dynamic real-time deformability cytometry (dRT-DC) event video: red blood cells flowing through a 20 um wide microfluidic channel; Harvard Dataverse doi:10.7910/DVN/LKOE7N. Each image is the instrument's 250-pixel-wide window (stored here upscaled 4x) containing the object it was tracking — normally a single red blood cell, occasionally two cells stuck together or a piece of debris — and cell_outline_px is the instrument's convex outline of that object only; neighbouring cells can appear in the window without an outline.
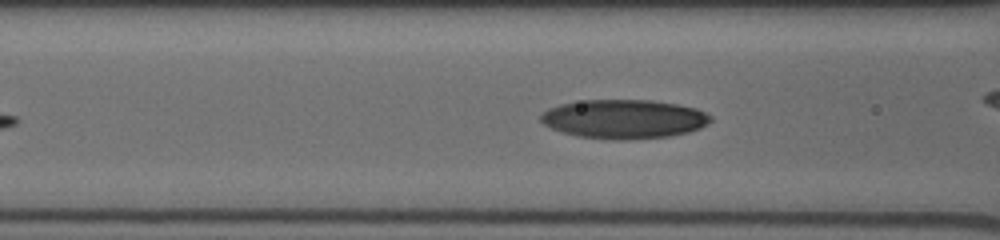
{"species": "human", "species_latin": "Homo sapiens", "temperature_condition": "cold", "stored_images_in_passage": 29, "camera_frame_rate_fps": 3000, "um_per_image_px": 0.085, "donor": {"sex": "male"}, "frame": {"image": 1, "passage_image": 8, "time_ms": 2.333, "image_size_px": [1000, 240], "cell_outline_px": [[712, 120], [708, 124], [700, 128], [688, 132], [668, 136], [628, 140], [612, 140], [576, 136], [560, 132], [544, 124], [540, 120], [540, 116], [548, 108], [560, 104], [584, 100], [648, 100], [676, 104], [696, 108], [712, 116]], "centroid_in_image_um": [53.02, 10.12], "position_along_channel_um": 113.6, "area_um2": 38.73}}
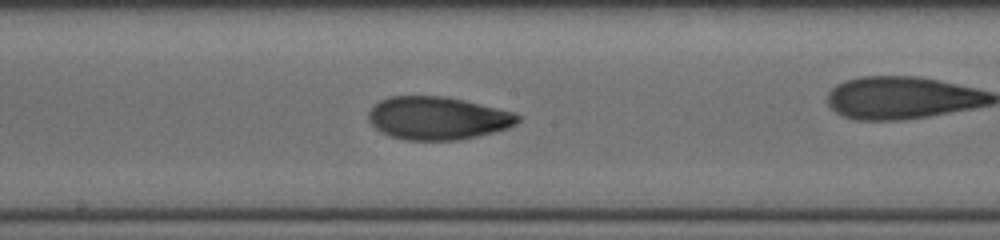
{"frame": {"image": 2, "passage_image": 15, "time_ms": 4.667, "image_size_px": [1000, 240], "cell_outline_px": [[520, 120], [516, 124], [508, 128], [480, 136], [456, 140], [404, 140], [388, 136], [380, 132], [368, 120], [368, 112], [380, 100], [388, 96], [444, 96], [464, 100], [512, 112], [520, 116]], "centroid_in_image_um": [37.18, 10.05], "position_along_channel_um": 211.0, "area_um2": 37.45}}
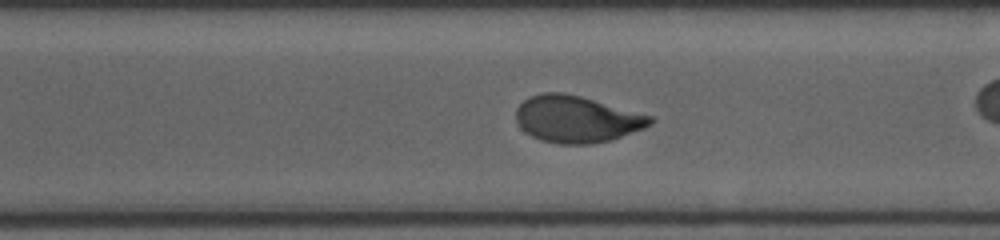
{"frame": {"image": 3, "passage_image": 23, "time_ms": 7.333, "image_size_px": [1000, 240], "cell_outline_px": [[656, 120], [652, 124], [644, 128], [612, 140], [592, 144], [560, 144], [544, 140], [532, 136], [524, 132], [520, 128], [516, 120], [516, 108], [524, 100], [532, 96], [544, 92], [564, 92], [580, 96], [652, 116]], "centroid_in_image_um": [49.02, 10.13], "position_along_channel_um": 321.6, "area_um2": 36.53}}